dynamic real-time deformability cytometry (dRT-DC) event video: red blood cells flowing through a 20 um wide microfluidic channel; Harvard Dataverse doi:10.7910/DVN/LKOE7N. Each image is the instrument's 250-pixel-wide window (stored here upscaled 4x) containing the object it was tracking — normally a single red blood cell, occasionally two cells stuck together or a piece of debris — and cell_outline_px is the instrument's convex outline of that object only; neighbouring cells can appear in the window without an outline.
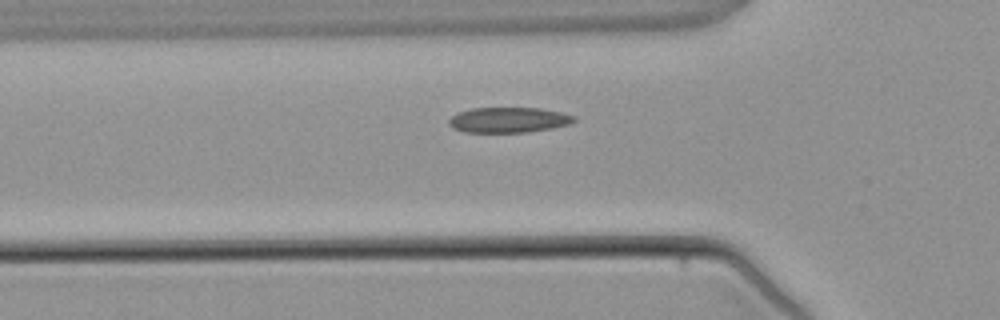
{"species": "common noctule bat (a hibernating species)", "species_latin": "Nyctalus noctula", "temperature_condition": "warm", "stored_images_in_passage": 3, "camera_frame_rate_fps": 3000, "um_per_image_px": 0.085, "animal": {"sex": "male", "body_mass_g": 21.5, "forearm_length_mm": 52.0}, "frame": {"image": 1, "passage_image": 3, "time_ms": 3.333, "image_size_px": [1000, 320], "cell_outline_px": [[576, 120], [568, 124], [552, 128], [528, 132], [464, 132], [448, 124], [448, 120], [456, 112], [472, 108], [540, 108], [560, 112], [576, 116]], "centroid_in_image_um": [43.22, 10.19], "position_along_channel_um": 82.6, "area_um2": 18.44}}